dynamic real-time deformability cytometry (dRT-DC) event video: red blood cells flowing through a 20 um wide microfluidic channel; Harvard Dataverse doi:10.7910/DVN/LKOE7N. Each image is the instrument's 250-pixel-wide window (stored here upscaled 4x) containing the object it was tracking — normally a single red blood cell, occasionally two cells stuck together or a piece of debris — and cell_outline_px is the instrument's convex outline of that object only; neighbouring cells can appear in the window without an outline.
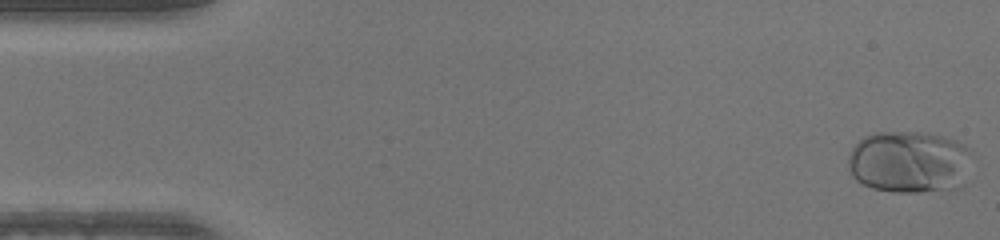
{"species": "human", "species_latin": "Homo sapiens", "temperature_condition": "warm", "stored_images_in_passage": 49, "camera_frame_rate_fps": 3000, "um_per_image_px": 0.085, "donor": {"sex": "male"}, "frame": {"image": 1, "passage_image": 1, "time_ms": 0.0, "image_size_px": [1000, 240], "cell_outline_px": [[972, 156], [964, 188], [920, 192], [896, 192], [872, 188], [856, 180], [852, 176], [848, 168], [848, 156], [852, 148], [864, 136], [872, 132], [924, 132], [956, 140], [964, 144], [972, 152]], "centroid_in_image_um": [77.33, 13.77], "position_along_channel_um": 7.7, "area_um2": 45.72}}
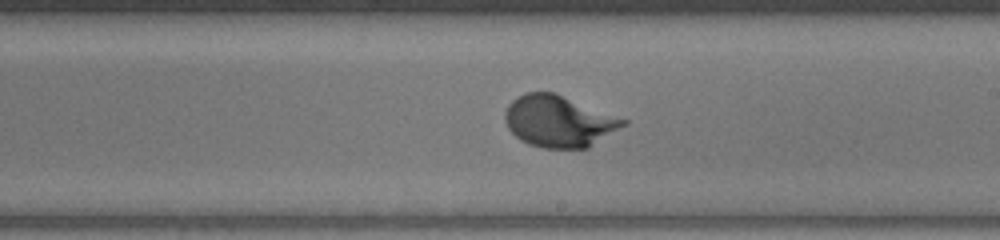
{"frame": {"image": 2, "passage_image": 28, "time_ms": 9.0, "image_size_px": [1000, 240], "cell_outline_px": [[628, 124], [588, 148], [544, 148], [528, 144], [520, 140], [508, 128], [504, 120], [504, 112], [508, 104], [516, 96], [524, 92], [556, 92], [628, 120]], "centroid_in_image_um": [47.5, 10.29], "position_along_channel_um": 241.5, "area_um2": 35.89}}
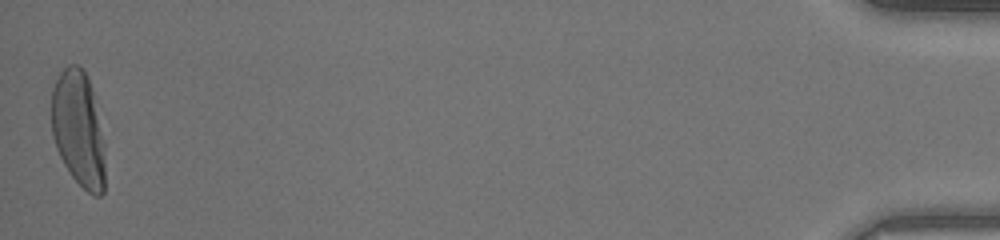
{"frame": {"image": 3, "passage_image": 49, "time_ms": 16.0, "image_size_px": [1000, 240], "cell_outline_px": [[104, 192], [100, 196], [92, 196], [72, 176], [64, 164], [56, 148], [52, 132], [52, 88], [60, 72], [68, 64], [76, 64], [84, 72], [92, 88], [104, 148]], "centroid_in_image_um": [6.65, 10.98], "position_along_channel_um": 428.5, "area_um2": 35.66}}